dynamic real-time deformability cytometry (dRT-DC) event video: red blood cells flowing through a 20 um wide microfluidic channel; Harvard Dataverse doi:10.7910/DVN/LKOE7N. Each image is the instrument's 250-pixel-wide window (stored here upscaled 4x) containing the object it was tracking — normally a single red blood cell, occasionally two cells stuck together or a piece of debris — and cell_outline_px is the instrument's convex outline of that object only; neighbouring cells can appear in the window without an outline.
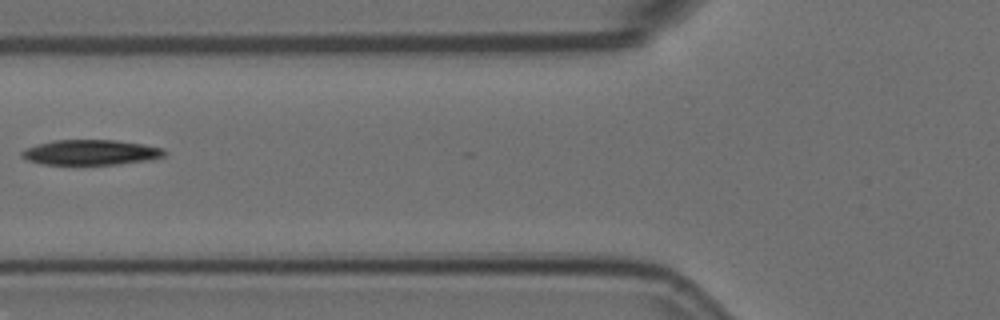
{"species": "Egyptian fruit bat (a non-hibernating species)", "species_latin": "Rousettus aegyptiacus", "temperature_condition": "room temperature", "stored_images_in_passage": 7, "camera_frame_rate_fps": 3000, "um_per_image_px": 0.085, "animal": {"sex": "female"}, "frame": {"image": 1, "passage_image": 6, "time_ms": 1.667, "image_size_px": [1000, 320], "cell_outline_px": [[168, 152], [164, 156], [152, 160], [116, 164], [44, 164], [28, 160], [20, 156], [20, 152], [36, 144], [52, 140], [116, 140], [144, 144], [164, 148]], "centroid_in_image_um": [7.76, 12.94], "position_along_channel_um": 118.0, "area_um2": 21.04}}
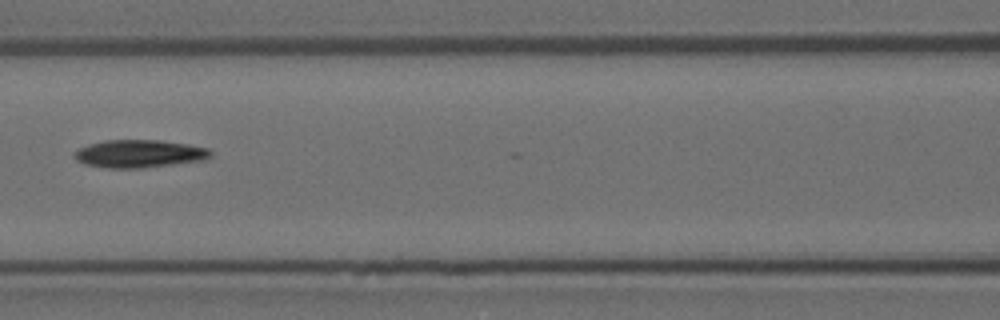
{"frame": {"image": 2, "passage_image": 7, "time_ms": 2.0, "image_size_px": [1000, 320], "cell_outline_px": [[212, 156], [204, 160], [144, 168], [108, 168], [84, 164], [76, 160], [72, 156], [72, 152], [88, 144], [104, 140], [160, 140], [188, 144], [208, 148], [212, 152]], "centroid_in_image_um": [11.82, 13.07], "position_along_channel_um": 154.8, "area_um2": 22.31}}